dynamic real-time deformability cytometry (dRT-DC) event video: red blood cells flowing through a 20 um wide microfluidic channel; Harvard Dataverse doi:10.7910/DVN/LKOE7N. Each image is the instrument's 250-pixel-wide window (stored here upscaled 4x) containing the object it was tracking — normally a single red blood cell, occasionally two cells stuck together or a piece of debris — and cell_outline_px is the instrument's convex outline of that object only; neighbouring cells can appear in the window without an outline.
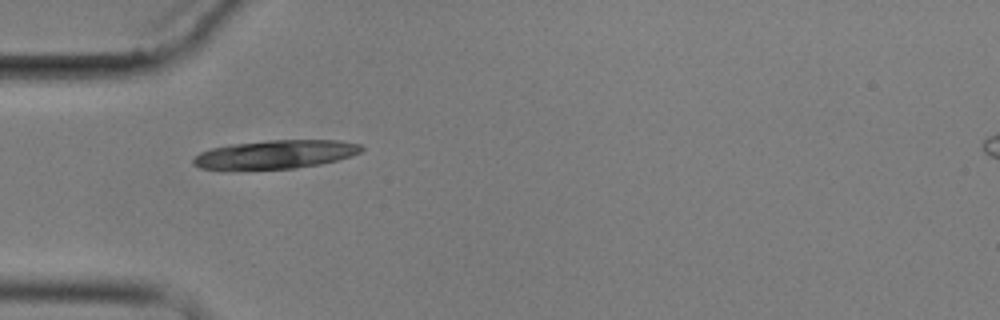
{"species": "common noctule bat (a hibernating species)", "species_latin": "Nyctalus noctula", "temperature_condition": "cold", "stored_images_in_passage": 3, "camera_frame_rate_fps": 3000, "um_per_image_px": 0.085, "animal": {"sex": "male", "body_mass_g": 17.9}, "frame": {"image": 1, "passage_image": 1, "time_ms": 0.0, "image_size_px": [1000, 320], "cell_outline_px": [[364, 148], [360, 152], [352, 156], [320, 164], [296, 168], [232, 172], [200, 168], [192, 164], [192, 160], [200, 152], [212, 148], [232, 144], [268, 140], [340, 140], [360, 144]], "centroid_in_image_um": [23.33, 13.16], "position_along_channel_um": 61.7, "area_um2": 28.9}}
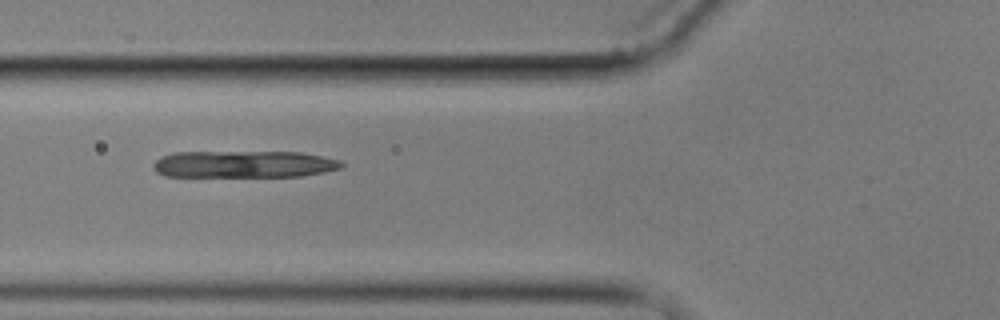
{"frame": {"image": 2, "passage_image": 2, "time_ms": 1.333, "image_size_px": [1000, 320], "cell_outline_px": [[344, 164], [340, 168], [324, 172], [304, 176], [164, 176], [156, 172], [152, 168], [152, 164], [156, 160], [172, 152], [300, 152], [340, 160]], "centroid_in_image_um": [20.7, 13.95], "position_along_channel_um": 105.1, "area_um2": 29.54}}
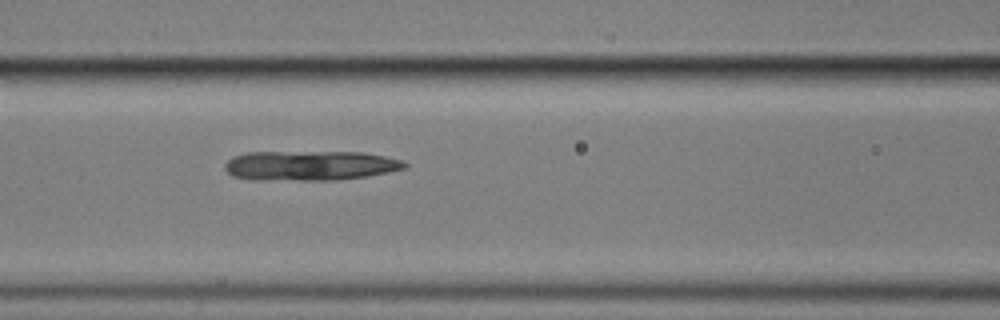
{"frame": {"image": 3, "passage_image": 3, "time_ms": 2.333, "image_size_px": [1000, 320], "cell_outline_px": [[408, 164], [404, 168], [388, 172], [368, 176], [336, 180], [252, 180], [232, 176], [224, 168], [224, 164], [228, 160], [236, 156], [248, 152], [364, 152], [404, 160]], "centroid_in_image_um": [26.36, 14.08], "position_along_channel_um": 140.2, "area_um2": 31.33}}